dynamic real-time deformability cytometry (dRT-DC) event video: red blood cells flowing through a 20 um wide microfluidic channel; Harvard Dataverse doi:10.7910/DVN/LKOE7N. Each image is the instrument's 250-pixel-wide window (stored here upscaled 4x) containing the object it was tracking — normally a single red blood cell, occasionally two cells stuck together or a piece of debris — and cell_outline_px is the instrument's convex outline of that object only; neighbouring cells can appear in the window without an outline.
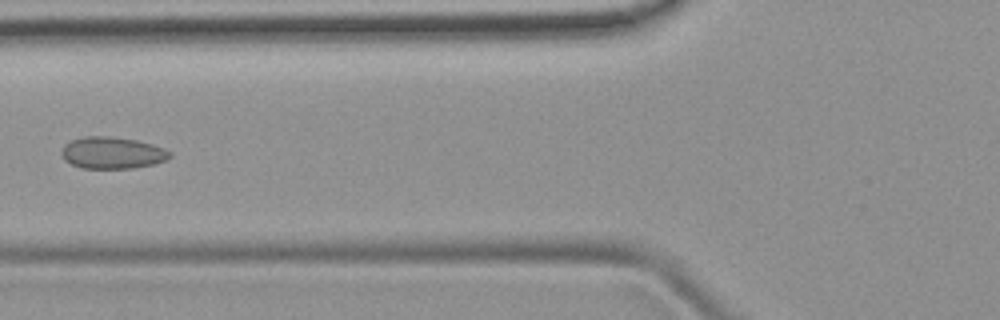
{"species": "common noctule bat (a hibernating species)", "species_latin": "Nyctalus noctula", "temperature_condition": "room temperature", "stored_images_in_passage": 7, "camera_frame_rate_fps": 3000, "um_per_image_px": 0.085, "animal": {"sex": "female", "body_mass_g": 19.9}, "frame": {"image": 1, "passage_image": 6, "time_ms": 5.667, "image_size_px": [1000, 320], "cell_outline_px": [[172, 156], [164, 160], [152, 164], [132, 168], [84, 168], [72, 164], [64, 160], [60, 152], [64, 144], [72, 140], [84, 136], [108, 136], [136, 140], [152, 144], [164, 148], [172, 152]], "centroid_in_image_um": [9.52, 12.98], "position_along_channel_um": 116.3, "area_um2": 20.0}}
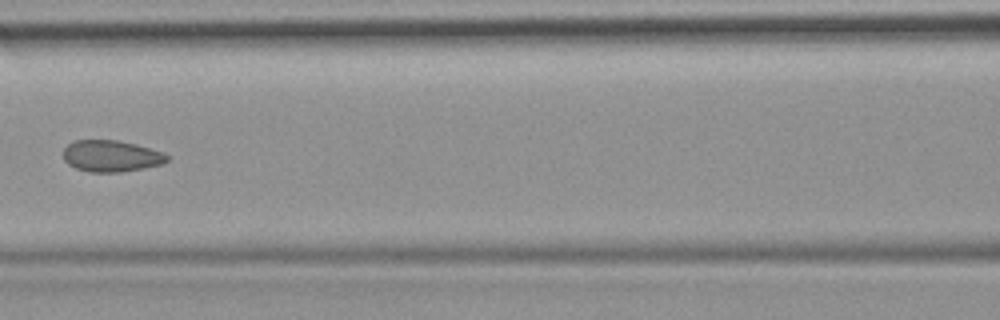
{"frame": {"image": 2, "passage_image": 7, "time_ms": 6.667, "image_size_px": [1000, 320], "cell_outline_px": [[168, 160], [164, 164], [144, 168], [120, 172], [88, 172], [76, 168], [68, 164], [64, 160], [64, 148], [68, 144], [76, 140], [116, 140], [136, 144], [164, 152], [168, 156]], "centroid_in_image_um": [9.47, 13.26], "position_along_channel_um": 157.1, "area_um2": 19.13}}